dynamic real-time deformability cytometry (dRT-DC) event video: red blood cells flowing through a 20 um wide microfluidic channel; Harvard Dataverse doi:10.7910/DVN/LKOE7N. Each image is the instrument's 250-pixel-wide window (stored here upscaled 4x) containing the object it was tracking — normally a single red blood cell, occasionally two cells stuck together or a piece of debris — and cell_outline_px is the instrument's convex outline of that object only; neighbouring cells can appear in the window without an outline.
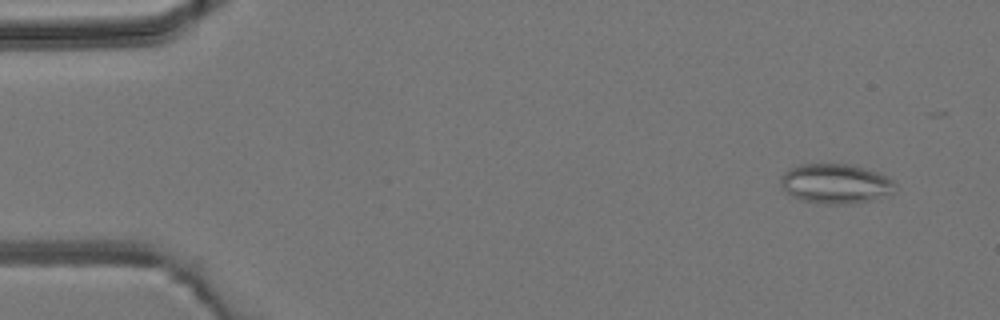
{"species": "common noctule bat (a hibernating species)", "species_latin": "Nyctalus noctula", "temperature_condition": "room temperature", "stored_images_in_passage": 3, "camera_frame_rate_fps": 3000, "um_per_image_px": 0.085, "animal": {"sex": "male", "body_mass_g": 19.2, "forearm_length_mm": 51.8}, "frame": {"image": 1, "passage_image": 1, "time_ms": 0.0, "image_size_px": [1000, 320], "cell_outline_px": [[896, 192], [892, 196], [848, 204], [824, 204], [800, 200], [792, 196], [780, 184], [780, 176], [788, 168], [800, 164], [852, 164], [876, 172], [892, 180], [896, 184]], "centroid_in_image_um": [71.04, 15.62], "position_along_channel_um": 14.0, "area_um2": 26.82}}